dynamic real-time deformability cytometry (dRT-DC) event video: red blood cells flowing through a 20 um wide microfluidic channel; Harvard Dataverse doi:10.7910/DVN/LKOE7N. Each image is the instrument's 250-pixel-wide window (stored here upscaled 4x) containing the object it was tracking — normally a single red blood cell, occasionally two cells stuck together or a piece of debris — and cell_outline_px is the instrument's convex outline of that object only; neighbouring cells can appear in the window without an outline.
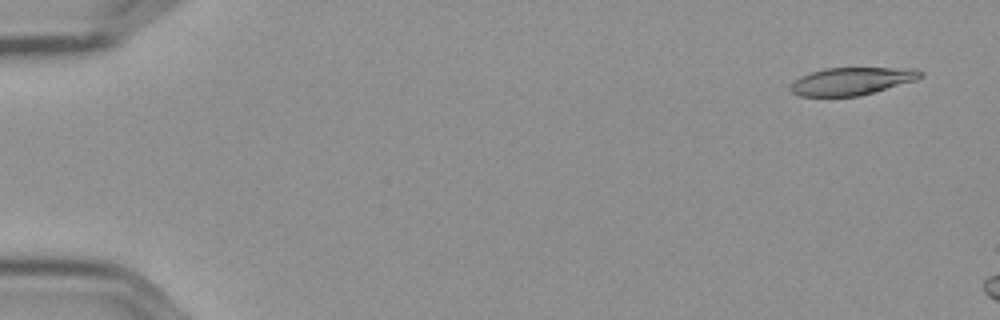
{"species": "Egyptian fruit bat (a non-hibernating species)", "species_latin": "Rousettus aegyptiacus", "temperature_condition": "cold", "stored_images_in_passage": 12, "camera_frame_rate_fps": 3000, "um_per_image_px": 0.085, "frame": {"image": 1, "passage_image": 1, "time_ms": 0.0, "image_size_px": [1000, 320], "cell_outline_px": [[924, 76], [916, 80], [860, 96], [800, 96], [792, 92], [788, 88], [800, 76], [824, 68], [916, 68], [924, 72]], "centroid_in_image_um": [72.44, 6.89], "position_along_channel_um": 12.6, "area_um2": 20.92}}